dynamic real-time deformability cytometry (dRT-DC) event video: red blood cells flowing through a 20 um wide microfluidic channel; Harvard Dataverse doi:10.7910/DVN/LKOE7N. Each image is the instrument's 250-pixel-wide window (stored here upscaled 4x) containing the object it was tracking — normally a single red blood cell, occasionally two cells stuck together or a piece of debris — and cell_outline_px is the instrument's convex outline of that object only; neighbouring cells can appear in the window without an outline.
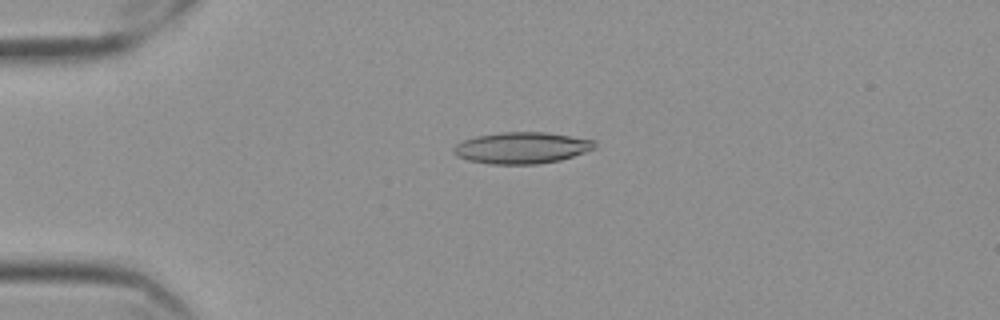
{"species": "Egyptian fruit bat (a non-hibernating species)", "species_latin": "Rousettus aegyptiacus", "temperature_condition": "cold", "stored_images_in_passage": 22, "camera_frame_rate_fps": 3000, "um_per_image_px": 0.085, "frame": {"image": 1, "passage_image": 14, "time_ms": 4.333, "image_size_px": [1000, 320], "cell_outline_px": [[596, 148], [560, 160], [536, 164], [492, 164], [468, 160], [456, 156], [452, 152], [452, 148], [456, 144], [464, 140], [476, 136], [504, 132], [544, 132], [596, 140]], "centroid_in_image_um": [44.33, 12.57], "position_along_channel_um": 40.7, "area_um2": 25.78}}
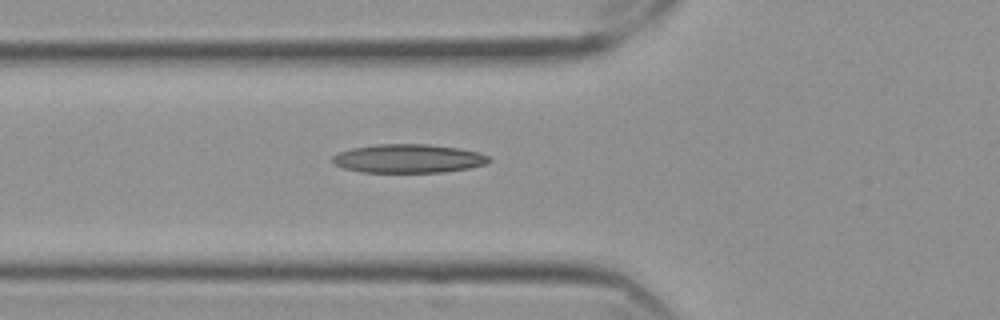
{"frame": {"image": 2, "passage_image": 21, "time_ms": 6.667, "image_size_px": [1000, 320], "cell_outline_px": [[492, 160], [484, 164], [468, 168], [444, 172], [360, 172], [344, 168], [332, 164], [332, 156], [340, 152], [352, 148], [376, 144], [428, 144], [460, 148], [476, 152], [488, 156]], "centroid_in_image_um": [34.68, 13.47], "position_along_channel_um": 91.1, "area_um2": 26.13}}